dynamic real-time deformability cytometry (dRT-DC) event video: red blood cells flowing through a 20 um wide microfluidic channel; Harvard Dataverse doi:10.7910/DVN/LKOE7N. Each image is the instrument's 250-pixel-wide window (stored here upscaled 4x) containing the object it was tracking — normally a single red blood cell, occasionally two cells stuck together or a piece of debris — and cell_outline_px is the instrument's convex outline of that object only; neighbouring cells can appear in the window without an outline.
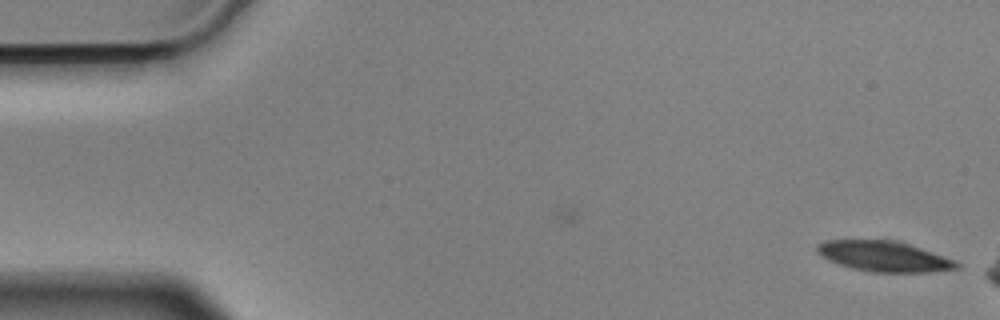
{"species": "Egyptian fruit bat (a non-hibernating species)", "species_latin": "Rousettus aegyptiacus", "temperature_condition": "cold", "stored_images_in_passage": 15, "camera_frame_rate_fps": 3000, "um_per_image_px": 0.085, "animal": {"sex": "male"}, "frame": {"image": 1, "passage_image": 1, "time_ms": 0.0, "image_size_px": [1000, 320], "cell_outline_px": [[960, 268], [928, 272], [872, 272], [852, 268], [828, 260], [820, 256], [816, 252], [816, 244], [824, 240], [892, 240], [908, 244], [920, 248], [952, 260], [960, 264]], "centroid_in_image_um": [75.06, 21.79], "position_along_channel_um": 9.9, "area_um2": 24.45}}